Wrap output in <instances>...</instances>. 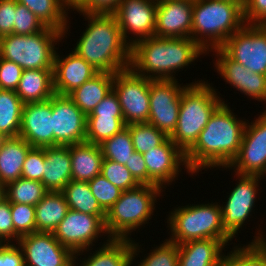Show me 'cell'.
I'll use <instances>...</instances> for the list:
<instances>
[{"instance_id": "cell-11", "label": "cell", "mask_w": 266, "mask_h": 266, "mask_svg": "<svg viewBox=\"0 0 266 266\" xmlns=\"http://www.w3.org/2000/svg\"><path fill=\"white\" fill-rule=\"evenodd\" d=\"M220 49L247 70L266 75V25L245 24Z\"/></svg>"}, {"instance_id": "cell-19", "label": "cell", "mask_w": 266, "mask_h": 266, "mask_svg": "<svg viewBox=\"0 0 266 266\" xmlns=\"http://www.w3.org/2000/svg\"><path fill=\"white\" fill-rule=\"evenodd\" d=\"M210 52H213V56L215 55L214 68L220 77H223L225 84L233 86L235 91H239L251 100L262 102V105L266 104V75L247 70L243 65L229 58L220 48Z\"/></svg>"}, {"instance_id": "cell-37", "label": "cell", "mask_w": 266, "mask_h": 266, "mask_svg": "<svg viewBox=\"0 0 266 266\" xmlns=\"http://www.w3.org/2000/svg\"><path fill=\"white\" fill-rule=\"evenodd\" d=\"M125 127L123 117L87 116L86 141L99 145Z\"/></svg>"}, {"instance_id": "cell-1", "label": "cell", "mask_w": 266, "mask_h": 266, "mask_svg": "<svg viewBox=\"0 0 266 266\" xmlns=\"http://www.w3.org/2000/svg\"><path fill=\"white\" fill-rule=\"evenodd\" d=\"M232 110L222 102L211 114L195 144L185 153L187 167L193 175L209 168L223 171L237 156L247 119L238 117Z\"/></svg>"}, {"instance_id": "cell-9", "label": "cell", "mask_w": 266, "mask_h": 266, "mask_svg": "<svg viewBox=\"0 0 266 266\" xmlns=\"http://www.w3.org/2000/svg\"><path fill=\"white\" fill-rule=\"evenodd\" d=\"M105 218L106 216H94L69 209L65 218L53 231V235L74 254L88 252L94 248V243H98L99 238L104 242L111 240L106 232Z\"/></svg>"}, {"instance_id": "cell-32", "label": "cell", "mask_w": 266, "mask_h": 266, "mask_svg": "<svg viewBox=\"0 0 266 266\" xmlns=\"http://www.w3.org/2000/svg\"><path fill=\"white\" fill-rule=\"evenodd\" d=\"M69 206L62 192L48 191L35 205L36 232H52L65 218Z\"/></svg>"}, {"instance_id": "cell-38", "label": "cell", "mask_w": 266, "mask_h": 266, "mask_svg": "<svg viewBox=\"0 0 266 266\" xmlns=\"http://www.w3.org/2000/svg\"><path fill=\"white\" fill-rule=\"evenodd\" d=\"M104 159L126 164L135 152L129 128L126 126L99 144Z\"/></svg>"}, {"instance_id": "cell-21", "label": "cell", "mask_w": 266, "mask_h": 266, "mask_svg": "<svg viewBox=\"0 0 266 266\" xmlns=\"http://www.w3.org/2000/svg\"><path fill=\"white\" fill-rule=\"evenodd\" d=\"M193 1H157L155 36L160 38H192Z\"/></svg>"}, {"instance_id": "cell-50", "label": "cell", "mask_w": 266, "mask_h": 266, "mask_svg": "<svg viewBox=\"0 0 266 266\" xmlns=\"http://www.w3.org/2000/svg\"><path fill=\"white\" fill-rule=\"evenodd\" d=\"M0 266H25L24 254L18 243L0 245Z\"/></svg>"}, {"instance_id": "cell-23", "label": "cell", "mask_w": 266, "mask_h": 266, "mask_svg": "<svg viewBox=\"0 0 266 266\" xmlns=\"http://www.w3.org/2000/svg\"><path fill=\"white\" fill-rule=\"evenodd\" d=\"M99 244L97 249L95 246L90 252L88 251L89 254L87 252L76 253L74 266H132L130 239H111L109 242H102V245L101 242ZM80 255L85 256L83 258Z\"/></svg>"}, {"instance_id": "cell-20", "label": "cell", "mask_w": 266, "mask_h": 266, "mask_svg": "<svg viewBox=\"0 0 266 266\" xmlns=\"http://www.w3.org/2000/svg\"><path fill=\"white\" fill-rule=\"evenodd\" d=\"M19 136L32 147L54 146L52 97L43 102L24 104Z\"/></svg>"}, {"instance_id": "cell-2", "label": "cell", "mask_w": 266, "mask_h": 266, "mask_svg": "<svg viewBox=\"0 0 266 266\" xmlns=\"http://www.w3.org/2000/svg\"><path fill=\"white\" fill-rule=\"evenodd\" d=\"M88 22L75 46L78 56L98 72L116 73L130 68L131 46L123 39L113 13H79Z\"/></svg>"}, {"instance_id": "cell-55", "label": "cell", "mask_w": 266, "mask_h": 266, "mask_svg": "<svg viewBox=\"0 0 266 266\" xmlns=\"http://www.w3.org/2000/svg\"><path fill=\"white\" fill-rule=\"evenodd\" d=\"M68 266H74V260Z\"/></svg>"}, {"instance_id": "cell-31", "label": "cell", "mask_w": 266, "mask_h": 266, "mask_svg": "<svg viewBox=\"0 0 266 266\" xmlns=\"http://www.w3.org/2000/svg\"><path fill=\"white\" fill-rule=\"evenodd\" d=\"M254 238L248 244H236L226 252L220 266H266V233L256 228Z\"/></svg>"}, {"instance_id": "cell-44", "label": "cell", "mask_w": 266, "mask_h": 266, "mask_svg": "<svg viewBox=\"0 0 266 266\" xmlns=\"http://www.w3.org/2000/svg\"><path fill=\"white\" fill-rule=\"evenodd\" d=\"M44 148L33 147L27 154L21 177L42 182L44 175Z\"/></svg>"}, {"instance_id": "cell-47", "label": "cell", "mask_w": 266, "mask_h": 266, "mask_svg": "<svg viewBox=\"0 0 266 266\" xmlns=\"http://www.w3.org/2000/svg\"><path fill=\"white\" fill-rule=\"evenodd\" d=\"M243 16L245 24L266 25V0H245Z\"/></svg>"}, {"instance_id": "cell-6", "label": "cell", "mask_w": 266, "mask_h": 266, "mask_svg": "<svg viewBox=\"0 0 266 266\" xmlns=\"http://www.w3.org/2000/svg\"><path fill=\"white\" fill-rule=\"evenodd\" d=\"M177 206L166 218L168 241L182 244L190 240L216 239L226 246H235V242H231L233 238L223 228L220 201Z\"/></svg>"}, {"instance_id": "cell-52", "label": "cell", "mask_w": 266, "mask_h": 266, "mask_svg": "<svg viewBox=\"0 0 266 266\" xmlns=\"http://www.w3.org/2000/svg\"><path fill=\"white\" fill-rule=\"evenodd\" d=\"M125 167L139 184L148 185V173L143 154L135 151Z\"/></svg>"}, {"instance_id": "cell-48", "label": "cell", "mask_w": 266, "mask_h": 266, "mask_svg": "<svg viewBox=\"0 0 266 266\" xmlns=\"http://www.w3.org/2000/svg\"><path fill=\"white\" fill-rule=\"evenodd\" d=\"M0 243H14V224L11 207L6 198L0 203Z\"/></svg>"}, {"instance_id": "cell-40", "label": "cell", "mask_w": 266, "mask_h": 266, "mask_svg": "<svg viewBox=\"0 0 266 266\" xmlns=\"http://www.w3.org/2000/svg\"><path fill=\"white\" fill-rule=\"evenodd\" d=\"M14 224V242L21 236L36 232L35 206L30 204L10 203Z\"/></svg>"}, {"instance_id": "cell-36", "label": "cell", "mask_w": 266, "mask_h": 266, "mask_svg": "<svg viewBox=\"0 0 266 266\" xmlns=\"http://www.w3.org/2000/svg\"><path fill=\"white\" fill-rule=\"evenodd\" d=\"M41 181L20 177L5 186L6 199L10 203L37 205L47 193Z\"/></svg>"}, {"instance_id": "cell-30", "label": "cell", "mask_w": 266, "mask_h": 266, "mask_svg": "<svg viewBox=\"0 0 266 266\" xmlns=\"http://www.w3.org/2000/svg\"><path fill=\"white\" fill-rule=\"evenodd\" d=\"M15 92L24 104L49 100L55 94L53 70H23Z\"/></svg>"}, {"instance_id": "cell-56", "label": "cell", "mask_w": 266, "mask_h": 266, "mask_svg": "<svg viewBox=\"0 0 266 266\" xmlns=\"http://www.w3.org/2000/svg\"><path fill=\"white\" fill-rule=\"evenodd\" d=\"M266 177V172L262 175V178L265 179Z\"/></svg>"}, {"instance_id": "cell-12", "label": "cell", "mask_w": 266, "mask_h": 266, "mask_svg": "<svg viewBox=\"0 0 266 266\" xmlns=\"http://www.w3.org/2000/svg\"><path fill=\"white\" fill-rule=\"evenodd\" d=\"M150 79L137 75L131 68L114 73L113 90L121 105L126 125L148 122Z\"/></svg>"}, {"instance_id": "cell-27", "label": "cell", "mask_w": 266, "mask_h": 266, "mask_svg": "<svg viewBox=\"0 0 266 266\" xmlns=\"http://www.w3.org/2000/svg\"><path fill=\"white\" fill-rule=\"evenodd\" d=\"M72 163L71 180L91 181L101 174L103 155L99 145L87 141L69 145Z\"/></svg>"}, {"instance_id": "cell-54", "label": "cell", "mask_w": 266, "mask_h": 266, "mask_svg": "<svg viewBox=\"0 0 266 266\" xmlns=\"http://www.w3.org/2000/svg\"><path fill=\"white\" fill-rule=\"evenodd\" d=\"M228 1L240 3L242 6H244L245 3V0H228Z\"/></svg>"}, {"instance_id": "cell-7", "label": "cell", "mask_w": 266, "mask_h": 266, "mask_svg": "<svg viewBox=\"0 0 266 266\" xmlns=\"http://www.w3.org/2000/svg\"><path fill=\"white\" fill-rule=\"evenodd\" d=\"M164 192L158 186L146 184L122 191L120 198L106 213L105 228L109 237L134 239L131 237L133 231L135 233L138 228L137 231L151 223L149 221L155 213L157 200L164 197Z\"/></svg>"}, {"instance_id": "cell-34", "label": "cell", "mask_w": 266, "mask_h": 266, "mask_svg": "<svg viewBox=\"0 0 266 266\" xmlns=\"http://www.w3.org/2000/svg\"><path fill=\"white\" fill-rule=\"evenodd\" d=\"M61 192L69 209L94 216H106V212L91 193L88 182L71 180Z\"/></svg>"}, {"instance_id": "cell-8", "label": "cell", "mask_w": 266, "mask_h": 266, "mask_svg": "<svg viewBox=\"0 0 266 266\" xmlns=\"http://www.w3.org/2000/svg\"><path fill=\"white\" fill-rule=\"evenodd\" d=\"M62 40L63 32L51 27L32 35L8 34L0 37V57L23 70H53L56 45Z\"/></svg>"}, {"instance_id": "cell-16", "label": "cell", "mask_w": 266, "mask_h": 266, "mask_svg": "<svg viewBox=\"0 0 266 266\" xmlns=\"http://www.w3.org/2000/svg\"><path fill=\"white\" fill-rule=\"evenodd\" d=\"M143 157L147 167L148 185L166 189L178 180L184 168L187 174L194 176L187 167L185 154L169 137L160 146L144 153Z\"/></svg>"}, {"instance_id": "cell-42", "label": "cell", "mask_w": 266, "mask_h": 266, "mask_svg": "<svg viewBox=\"0 0 266 266\" xmlns=\"http://www.w3.org/2000/svg\"><path fill=\"white\" fill-rule=\"evenodd\" d=\"M101 175L122 191L135 188L139 185L125 165L116 161L103 159Z\"/></svg>"}, {"instance_id": "cell-13", "label": "cell", "mask_w": 266, "mask_h": 266, "mask_svg": "<svg viewBox=\"0 0 266 266\" xmlns=\"http://www.w3.org/2000/svg\"><path fill=\"white\" fill-rule=\"evenodd\" d=\"M247 120L237 156L224 167L241 175L262 176L266 172V109Z\"/></svg>"}, {"instance_id": "cell-29", "label": "cell", "mask_w": 266, "mask_h": 266, "mask_svg": "<svg viewBox=\"0 0 266 266\" xmlns=\"http://www.w3.org/2000/svg\"><path fill=\"white\" fill-rule=\"evenodd\" d=\"M25 5L46 26L63 32V41L66 40L70 18L68 14V0H17Z\"/></svg>"}, {"instance_id": "cell-41", "label": "cell", "mask_w": 266, "mask_h": 266, "mask_svg": "<svg viewBox=\"0 0 266 266\" xmlns=\"http://www.w3.org/2000/svg\"><path fill=\"white\" fill-rule=\"evenodd\" d=\"M91 193L98 201L100 207L107 213L113 204L120 198L122 190L110 183L101 174L88 182Z\"/></svg>"}, {"instance_id": "cell-25", "label": "cell", "mask_w": 266, "mask_h": 266, "mask_svg": "<svg viewBox=\"0 0 266 266\" xmlns=\"http://www.w3.org/2000/svg\"><path fill=\"white\" fill-rule=\"evenodd\" d=\"M226 247L221 240L216 239L190 240L178 244V266H220Z\"/></svg>"}, {"instance_id": "cell-14", "label": "cell", "mask_w": 266, "mask_h": 266, "mask_svg": "<svg viewBox=\"0 0 266 266\" xmlns=\"http://www.w3.org/2000/svg\"><path fill=\"white\" fill-rule=\"evenodd\" d=\"M177 80L150 79V110L148 123L157 127L167 137H170L176 128L179 116L181 94L187 86Z\"/></svg>"}, {"instance_id": "cell-51", "label": "cell", "mask_w": 266, "mask_h": 266, "mask_svg": "<svg viewBox=\"0 0 266 266\" xmlns=\"http://www.w3.org/2000/svg\"><path fill=\"white\" fill-rule=\"evenodd\" d=\"M16 0H0V37L13 34Z\"/></svg>"}, {"instance_id": "cell-4", "label": "cell", "mask_w": 266, "mask_h": 266, "mask_svg": "<svg viewBox=\"0 0 266 266\" xmlns=\"http://www.w3.org/2000/svg\"><path fill=\"white\" fill-rule=\"evenodd\" d=\"M245 25L243 6L228 0H194L192 39L209 55Z\"/></svg>"}, {"instance_id": "cell-22", "label": "cell", "mask_w": 266, "mask_h": 266, "mask_svg": "<svg viewBox=\"0 0 266 266\" xmlns=\"http://www.w3.org/2000/svg\"><path fill=\"white\" fill-rule=\"evenodd\" d=\"M58 48L53 64V88L57 95L68 96L76 88H79L98 71L74 51L60 55Z\"/></svg>"}, {"instance_id": "cell-3", "label": "cell", "mask_w": 266, "mask_h": 266, "mask_svg": "<svg viewBox=\"0 0 266 266\" xmlns=\"http://www.w3.org/2000/svg\"><path fill=\"white\" fill-rule=\"evenodd\" d=\"M204 54L208 55L191 37L154 36L131 46L130 68L151 80H178L175 74L204 58Z\"/></svg>"}, {"instance_id": "cell-39", "label": "cell", "mask_w": 266, "mask_h": 266, "mask_svg": "<svg viewBox=\"0 0 266 266\" xmlns=\"http://www.w3.org/2000/svg\"><path fill=\"white\" fill-rule=\"evenodd\" d=\"M129 128L135 151L144 154L160 146L168 137L148 122L131 123Z\"/></svg>"}, {"instance_id": "cell-43", "label": "cell", "mask_w": 266, "mask_h": 266, "mask_svg": "<svg viewBox=\"0 0 266 266\" xmlns=\"http://www.w3.org/2000/svg\"><path fill=\"white\" fill-rule=\"evenodd\" d=\"M45 28L46 26L34 13H32L25 5L18 3L16 0L13 34L32 35L43 31Z\"/></svg>"}, {"instance_id": "cell-28", "label": "cell", "mask_w": 266, "mask_h": 266, "mask_svg": "<svg viewBox=\"0 0 266 266\" xmlns=\"http://www.w3.org/2000/svg\"><path fill=\"white\" fill-rule=\"evenodd\" d=\"M114 74L98 72L68 97L87 116L113 89Z\"/></svg>"}, {"instance_id": "cell-35", "label": "cell", "mask_w": 266, "mask_h": 266, "mask_svg": "<svg viewBox=\"0 0 266 266\" xmlns=\"http://www.w3.org/2000/svg\"><path fill=\"white\" fill-rule=\"evenodd\" d=\"M131 246L133 266H178V244L172 243L167 239H165L163 243L159 244L158 246L156 245V247L153 245L154 249H150V252L146 253L147 255L144 254V257L142 256L143 259L140 257V262L137 261V263H135V258H138L140 252L141 254L144 252L143 248L141 247L142 245H139L135 239H132Z\"/></svg>"}, {"instance_id": "cell-24", "label": "cell", "mask_w": 266, "mask_h": 266, "mask_svg": "<svg viewBox=\"0 0 266 266\" xmlns=\"http://www.w3.org/2000/svg\"><path fill=\"white\" fill-rule=\"evenodd\" d=\"M42 184L47 191L61 192L71 181L72 163L69 146L44 147Z\"/></svg>"}, {"instance_id": "cell-53", "label": "cell", "mask_w": 266, "mask_h": 266, "mask_svg": "<svg viewBox=\"0 0 266 266\" xmlns=\"http://www.w3.org/2000/svg\"><path fill=\"white\" fill-rule=\"evenodd\" d=\"M6 198L5 185L0 184V203Z\"/></svg>"}, {"instance_id": "cell-26", "label": "cell", "mask_w": 266, "mask_h": 266, "mask_svg": "<svg viewBox=\"0 0 266 266\" xmlns=\"http://www.w3.org/2000/svg\"><path fill=\"white\" fill-rule=\"evenodd\" d=\"M32 148L20 136L0 138V184L6 186L21 177L24 161Z\"/></svg>"}, {"instance_id": "cell-17", "label": "cell", "mask_w": 266, "mask_h": 266, "mask_svg": "<svg viewBox=\"0 0 266 266\" xmlns=\"http://www.w3.org/2000/svg\"><path fill=\"white\" fill-rule=\"evenodd\" d=\"M52 123L54 146L86 141L87 116L68 96H52Z\"/></svg>"}, {"instance_id": "cell-5", "label": "cell", "mask_w": 266, "mask_h": 266, "mask_svg": "<svg viewBox=\"0 0 266 266\" xmlns=\"http://www.w3.org/2000/svg\"><path fill=\"white\" fill-rule=\"evenodd\" d=\"M216 90L202 79H195L183 89L177 125L169 138L184 154L195 144L214 110L227 102Z\"/></svg>"}, {"instance_id": "cell-18", "label": "cell", "mask_w": 266, "mask_h": 266, "mask_svg": "<svg viewBox=\"0 0 266 266\" xmlns=\"http://www.w3.org/2000/svg\"><path fill=\"white\" fill-rule=\"evenodd\" d=\"M25 265L27 266H68L74 260V253L63 246L52 232H33L18 240Z\"/></svg>"}, {"instance_id": "cell-33", "label": "cell", "mask_w": 266, "mask_h": 266, "mask_svg": "<svg viewBox=\"0 0 266 266\" xmlns=\"http://www.w3.org/2000/svg\"><path fill=\"white\" fill-rule=\"evenodd\" d=\"M23 106L15 91L0 89V138L19 136Z\"/></svg>"}, {"instance_id": "cell-45", "label": "cell", "mask_w": 266, "mask_h": 266, "mask_svg": "<svg viewBox=\"0 0 266 266\" xmlns=\"http://www.w3.org/2000/svg\"><path fill=\"white\" fill-rule=\"evenodd\" d=\"M122 0H68L70 12L113 13Z\"/></svg>"}, {"instance_id": "cell-10", "label": "cell", "mask_w": 266, "mask_h": 266, "mask_svg": "<svg viewBox=\"0 0 266 266\" xmlns=\"http://www.w3.org/2000/svg\"><path fill=\"white\" fill-rule=\"evenodd\" d=\"M237 183L230 193H227L226 202H222V225L225 231L234 239H237L238 232L249 222L255 211V202L260 195L259 186L262 176L241 175L234 173ZM237 176V177H236ZM225 203V204H224ZM248 220V221H247ZM237 235V236H236Z\"/></svg>"}, {"instance_id": "cell-15", "label": "cell", "mask_w": 266, "mask_h": 266, "mask_svg": "<svg viewBox=\"0 0 266 266\" xmlns=\"http://www.w3.org/2000/svg\"><path fill=\"white\" fill-rule=\"evenodd\" d=\"M157 4V0H122L113 12L123 39L130 46L155 36Z\"/></svg>"}, {"instance_id": "cell-46", "label": "cell", "mask_w": 266, "mask_h": 266, "mask_svg": "<svg viewBox=\"0 0 266 266\" xmlns=\"http://www.w3.org/2000/svg\"><path fill=\"white\" fill-rule=\"evenodd\" d=\"M23 69L13 61L0 57V89L15 91Z\"/></svg>"}, {"instance_id": "cell-49", "label": "cell", "mask_w": 266, "mask_h": 266, "mask_svg": "<svg viewBox=\"0 0 266 266\" xmlns=\"http://www.w3.org/2000/svg\"><path fill=\"white\" fill-rule=\"evenodd\" d=\"M87 116L123 117L121 105L114 90L112 89Z\"/></svg>"}]
</instances>
